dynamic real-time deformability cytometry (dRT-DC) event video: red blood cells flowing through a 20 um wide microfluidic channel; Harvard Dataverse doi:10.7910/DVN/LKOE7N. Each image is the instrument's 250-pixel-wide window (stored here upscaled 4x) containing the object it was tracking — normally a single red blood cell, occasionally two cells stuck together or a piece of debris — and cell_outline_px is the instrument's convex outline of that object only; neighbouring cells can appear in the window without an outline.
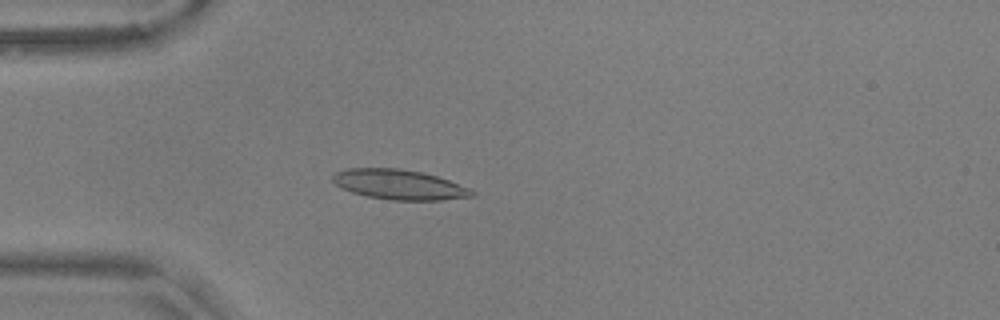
{"species": "common noctule bat (a hibernating species)", "species_latin": "Nyctalus noctula", "temperature_condition": "warm", "stored_images_in_passage": 56, "camera_frame_rate_fps": 3000, "um_per_image_px": 0.085, "animal": {"sex": "male", "body_mass_g": 17.9, "forearm_length_mm": 54.2}, "frame": {"image": 1, "passage_image": 16, "time_ms": 5.0, "image_size_px": [1000, 320], "cell_outline_px": [[476, 196], [440, 200], [388, 200], [368, 196], [352, 192], [336, 184], [332, 180], [332, 176], [336, 172], [348, 168], [400, 168], [424, 172], [448, 180], [468, 188], [476, 192]], "centroid_in_image_um": [33.95, 15.68], "position_along_channel_um": 51.1, "area_um2": 24.22}}
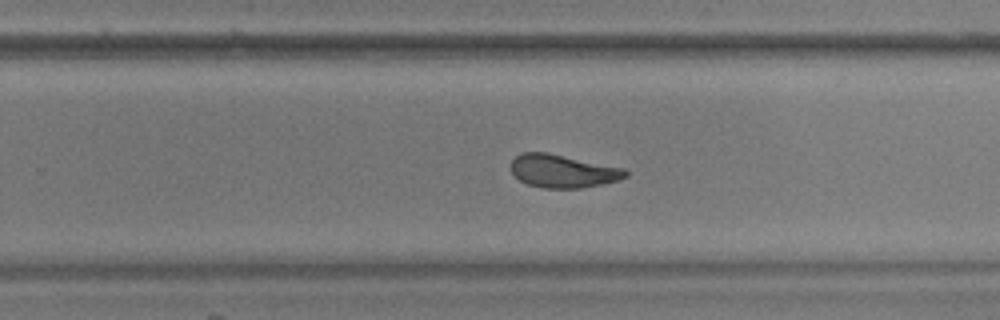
{"frame": {"image": 2, "passage_image": 36, "time_ms": 11.667, "image_size_px": [1000, 320], "cell_outline_px": [[628, 176], [616, 180], [600, 184], [580, 188], [544, 188], [528, 184], [520, 180], [508, 168], [508, 164], [520, 152], [548, 152], [624, 168], [628, 172]], "centroid_in_image_um": [47.79, 14.52], "position_along_channel_um": 282.0, "area_um2": 22.14}}
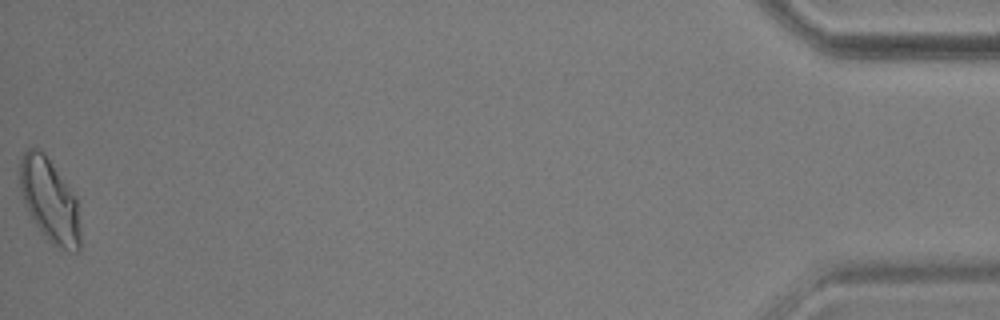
{"frame": {"image": 3, "passage_image": 56, "time_ms": 18.333, "image_size_px": [1000, 320], "cell_outline_px": [[80, 248], [76, 252], [52, 244], [48, 240], [36, 224], [24, 200], [20, 188], [20, 160], [24, 152], [28, 148], [40, 148], [44, 152], [76, 196], [80, 228]], "centroid_in_image_um": [4.23, 17.0], "position_along_channel_um": 431.0, "area_um2": 28.96}, "authors_computed_cell_mechanics": {"area_um2": 23.1778, "velocity_mm_per_s": 3.6273, "shape_relaxation_time_tau1_ms": 6.075, "shape_relaxation_time_tau2_ms": 1.3964, "deformation_change_tau1": 0.1766, "deformation_change_tau2": 0.0732}}